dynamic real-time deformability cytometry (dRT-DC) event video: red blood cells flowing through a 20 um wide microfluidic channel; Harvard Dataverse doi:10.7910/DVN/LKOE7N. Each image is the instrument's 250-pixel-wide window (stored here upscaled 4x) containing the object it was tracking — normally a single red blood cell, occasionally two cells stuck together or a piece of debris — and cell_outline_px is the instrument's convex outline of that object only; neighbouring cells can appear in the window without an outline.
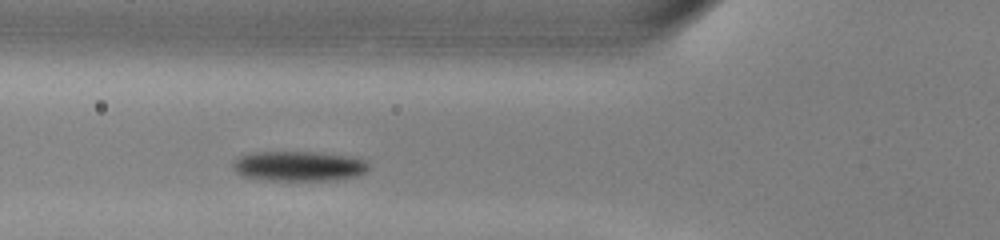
{"species": "common noctule bat (a hibernating species)", "species_latin": "Nyctalus noctula", "temperature_condition": "warm", "stored_images_in_passage": 33, "camera_frame_rate_fps": 3000, "um_per_image_px": 0.085, "animal": {"sex": "male", "body_mass_g": 13.0, "forearm_length_mm": 53.1}, "frame": {"image": 1, "passage_image": 5, "time_ms": 1.333, "image_size_px": [1000, 240], "cell_outline_px": [[368, 168], [364, 172], [356, 176], [336, 180], [272, 180], [244, 176], [236, 172], [232, 168], [232, 164], [240, 156], [252, 152], [320, 152], [348, 156], [364, 160], [368, 164]], "centroid_in_image_um": [25.39, 14.11], "position_along_channel_um": 100.4, "area_um2": 23.52}}
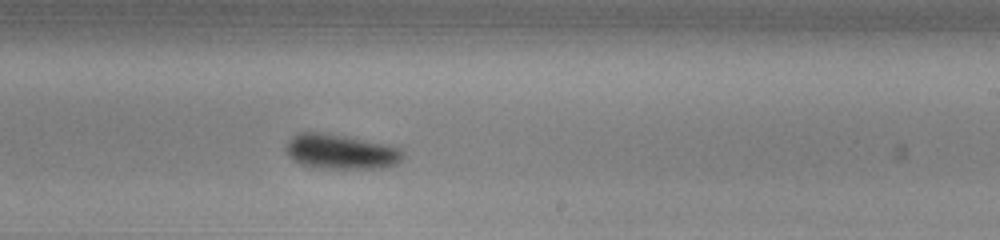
{"frame": {"image": 2, "passage_image": 17, "time_ms": 5.333, "image_size_px": [1000, 240], "cell_outline_px": [[404, 156], [400, 164], [384, 168], [316, 168], [300, 164], [292, 160], [288, 156], [284, 148], [288, 140], [296, 132], [320, 132], [344, 136], [388, 144], [400, 148], [404, 152]], "centroid_in_image_um": [28.97, 12.9], "position_along_channel_um": 260.0, "area_um2": 24.22}}
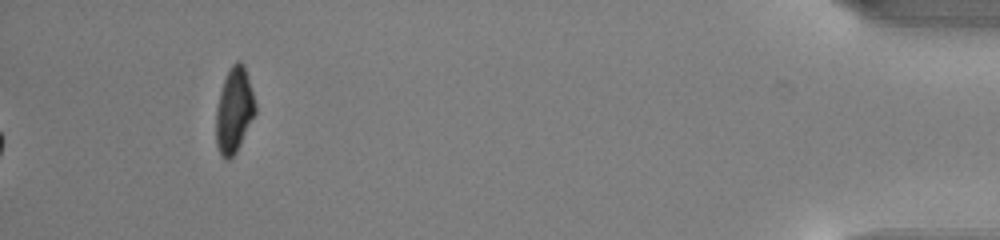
{"frame": {"image": 3, "passage_image": 33, "time_ms": 10.667, "image_size_px": [1000, 240], "cell_outline_px": [[256, 112], [236, 152], [228, 160], [224, 160], [216, 144], [216, 108], [220, 92], [224, 80], [232, 64], [236, 60], [240, 60], [244, 64], [256, 104]], "centroid_in_image_um": [19.9, 9.36], "position_along_channel_um": 415.3, "area_um2": 19.36}, "authors_computed_cell_mechanics": {"area_um2": 23.4668, "velocity_mm_per_s": 3.9978, "shape_relaxation_time_tau1_ms": 1.9049, "shape_relaxation_time_tau2_ms": 9.8714, "deformation_change_tau1": 0.1102, "deformation_change_tau2": 0.1578}}